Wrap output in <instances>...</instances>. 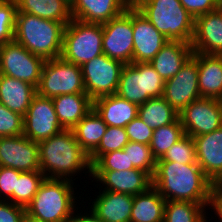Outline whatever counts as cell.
I'll use <instances>...</instances> for the list:
<instances>
[{
	"mask_svg": "<svg viewBox=\"0 0 222 222\" xmlns=\"http://www.w3.org/2000/svg\"><path fill=\"white\" fill-rule=\"evenodd\" d=\"M153 186L166 201H189L217 210L214 183L198 164L157 161Z\"/></svg>",
	"mask_w": 222,
	"mask_h": 222,
	"instance_id": "1",
	"label": "cell"
},
{
	"mask_svg": "<svg viewBox=\"0 0 222 222\" xmlns=\"http://www.w3.org/2000/svg\"><path fill=\"white\" fill-rule=\"evenodd\" d=\"M38 150L40 171L45 178L73 181L72 176L84 169L92 174L89 155L77 142L72 129H64L49 139L38 142Z\"/></svg>",
	"mask_w": 222,
	"mask_h": 222,
	"instance_id": "2",
	"label": "cell"
},
{
	"mask_svg": "<svg viewBox=\"0 0 222 222\" xmlns=\"http://www.w3.org/2000/svg\"><path fill=\"white\" fill-rule=\"evenodd\" d=\"M65 25L25 12H16L14 40L44 60L61 57Z\"/></svg>",
	"mask_w": 222,
	"mask_h": 222,
	"instance_id": "3",
	"label": "cell"
},
{
	"mask_svg": "<svg viewBox=\"0 0 222 222\" xmlns=\"http://www.w3.org/2000/svg\"><path fill=\"white\" fill-rule=\"evenodd\" d=\"M73 181L45 178L26 206V217L38 222H69L75 212Z\"/></svg>",
	"mask_w": 222,
	"mask_h": 222,
	"instance_id": "4",
	"label": "cell"
},
{
	"mask_svg": "<svg viewBox=\"0 0 222 222\" xmlns=\"http://www.w3.org/2000/svg\"><path fill=\"white\" fill-rule=\"evenodd\" d=\"M135 7L168 40L191 44L195 19L179 0H141Z\"/></svg>",
	"mask_w": 222,
	"mask_h": 222,
	"instance_id": "5",
	"label": "cell"
},
{
	"mask_svg": "<svg viewBox=\"0 0 222 222\" xmlns=\"http://www.w3.org/2000/svg\"><path fill=\"white\" fill-rule=\"evenodd\" d=\"M102 37V24L72 19L64 29L61 57L72 64L82 66L103 54Z\"/></svg>",
	"mask_w": 222,
	"mask_h": 222,
	"instance_id": "6",
	"label": "cell"
},
{
	"mask_svg": "<svg viewBox=\"0 0 222 222\" xmlns=\"http://www.w3.org/2000/svg\"><path fill=\"white\" fill-rule=\"evenodd\" d=\"M164 80L148 63H130L123 66L116 94L138 106L150 98L162 97Z\"/></svg>",
	"mask_w": 222,
	"mask_h": 222,
	"instance_id": "7",
	"label": "cell"
},
{
	"mask_svg": "<svg viewBox=\"0 0 222 222\" xmlns=\"http://www.w3.org/2000/svg\"><path fill=\"white\" fill-rule=\"evenodd\" d=\"M36 93L48 98L86 93L81 66L62 57L45 60Z\"/></svg>",
	"mask_w": 222,
	"mask_h": 222,
	"instance_id": "8",
	"label": "cell"
},
{
	"mask_svg": "<svg viewBox=\"0 0 222 222\" xmlns=\"http://www.w3.org/2000/svg\"><path fill=\"white\" fill-rule=\"evenodd\" d=\"M124 64L104 53L81 66L86 94L94 101L116 94Z\"/></svg>",
	"mask_w": 222,
	"mask_h": 222,
	"instance_id": "9",
	"label": "cell"
},
{
	"mask_svg": "<svg viewBox=\"0 0 222 222\" xmlns=\"http://www.w3.org/2000/svg\"><path fill=\"white\" fill-rule=\"evenodd\" d=\"M45 60L30 53L15 40L0 46V74L27 82L37 88Z\"/></svg>",
	"mask_w": 222,
	"mask_h": 222,
	"instance_id": "10",
	"label": "cell"
},
{
	"mask_svg": "<svg viewBox=\"0 0 222 222\" xmlns=\"http://www.w3.org/2000/svg\"><path fill=\"white\" fill-rule=\"evenodd\" d=\"M103 53L124 65L133 63L132 6L122 14L102 24Z\"/></svg>",
	"mask_w": 222,
	"mask_h": 222,
	"instance_id": "11",
	"label": "cell"
},
{
	"mask_svg": "<svg viewBox=\"0 0 222 222\" xmlns=\"http://www.w3.org/2000/svg\"><path fill=\"white\" fill-rule=\"evenodd\" d=\"M179 119L191 137L213 132L222 127V100L200 97L179 113Z\"/></svg>",
	"mask_w": 222,
	"mask_h": 222,
	"instance_id": "12",
	"label": "cell"
},
{
	"mask_svg": "<svg viewBox=\"0 0 222 222\" xmlns=\"http://www.w3.org/2000/svg\"><path fill=\"white\" fill-rule=\"evenodd\" d=\"M23 120V135L37 143L64 130L58 120L52 98L37 93L32 98Z\"/></svg>",
	"mask_w": 222,
	"mask_h": 222,
	"instance_id": "13",
	"label": "cell"
},
{
	"mask_svg": "<svg viewBox=\"0 0 222 222\" xmlns=\"http://www.w3.org/2000/svg\"><path fill=\"white\" fill-rule=\"evenodd\" d=\"M162 97L178 114L201 97L198 87V53L193 52L180 71L164 82Z\"/></svg>",
	"mask_w": 222,
	"mask_h": 222,
	"instance_id": "14",
	"label": "cell"
},
{
	"mask_svg": "<svg viewBox=\"0 0 222 222\" xmlns=\"http://www.w3.org/2000/svg\"><path fill=\"white\" fill-rule=\"evenodd\" d=\"M0 166L40 171L38 143L24 135L0 137Z\"/></svg>",
	"mask_w": 222,
	"mask_h": 222,
	"instance_id": "15",
	"label": "cell"
},
{
	"mask_svg": "<svg viewBox=\"0 0 222 222\" xmlns=\"http://www.w3.org/2000/svg\"><path fill=\"white\" fill-rule=\"evenodd\" d=\"M133 63H148L169 41L143 14L132 6Z\"/></svg>",
	"mask_w": 222,
	"mask_h": 222,
	"instance_id": "16",
	"label": "cell"
},
{
	"mask_svg": "<svg viewBox=\"0 0 222 222\" xmlns=\"http://www.w3.org/2000/svg\"><path fill=\"white\" fill-rule=\"evenodd\" d=\"M194 53L222 55V13L216 9L195 18Z\"/></svg>",
	"mask_w": 222,
	"mask_h": 222,
	"instance_id": "17",
	"label": "cell"
},
{
	"mask_svg": "<svg viewBox=\"0 0 222 222\" xmlns=\"http://www.w3.org/2000/svg\"><path fill=\"white\" fill-rule=\"evenodd\" d=\"M91 176L105 185L104 190L133 196L153 186L152 176L136 168L125 171H92Z\"/></svg>",
	"mask_w": 222,
	"mask_h": 222,
	"instance_id": "18",
	"label": "cell"
},
{
	"mask_svg": "<svg viewBox=\"0 0 222 222\" xmlns=\"http://www.w3.org/2000/svg\"><path fill=\"white\" fill-rule=\"evenodd\" d=\"M193 140L197 163L215 184L222 176V127Z\"/></svg>",
	"mask_w": 222,
	"mask_h": 222,
	"instance_id": "19",
	"label": "cell"
},
{
	"mask_svg": "<svg viewBox=\"0 0 222 222\" xmlns=\"http://www.w3.org/2000/svg\"><path fill=\"white\" fill-rule=\"evenodd\" d=\"M128 4L124 0H75L70 6L72 19L105 24L122 14Z\"/></svg>",
	"mask_w": 222,
	"mask_h": 222,
	"instance_id": "20",
	"label": "cell"
},
{
	"mask_svg": "<svg viewBox=\"0 0 222 222\" xmlns=\"http://www.w3.org/2000/svg\"><path fill=\"white\" fill-rule=\"evenodd\" d=\"M90 209L104 222H130L133 195L103 190Z\"/></svg>",
	"mask_w": 222,
	"mask_h": 222,
	"instance_id": "21",
	"label": "cell"
},
{
	"mask_svg": "<svg viewBox=\"0 0 222 222\" xmlns=\"http://www.w3.org/2000/svg\"><path fill=\"white\" fill-rule=\"evenodd\" d=\"M138 105L117 94L103 96L93 101V109L107 126L123 127L138 116Z\"/></svg>",
	"mask_w": 222,
	"mask_h": 222,
	"instance_id": "22",
	"label": "cell"
},
{
	"mask_svg": "<svg viewBox=\"0 0 222 222\" xmlns=\"http://www.w3.org/2000/svg\"><path fill=\"white\" fill-rule=\"evenodd\" d=\"M192 54L190 43L169 40L149 63L167 81L180 71Z\"/></svg>",
	"mask_w": 222,
	"mask_h": 222,
	"instance_id": "23",
	"label": "cell"
},
{
	"mask_svg": "<svg viewBox=\"0 0 222 222\" xmlns=\"http://www.w3.org/2000/svg\"><path fill=\"white\" fill-rule=\"evenodd\" d=\"M52 101L64 129H73L93 109V100L86 93L58 95Z\"/></svg>",
	"mask_w": 222,
	"mask_h": 222,
	"instance_id": "24",
	"label": "cell"
},
{
	"mask_svg": "<svg viewBox=\"0 0 222 222\" xmlns=\"http://www.w3.org/2000/svg\"><path fill=\"white\" fill-rule=\"evenodd\" d=\"M198 87L201 97L222 100V55L198 53Z\"/></svg>",
	"mask_w": 222,
	"mask_h": 222,
	"instance_id": "25",
	"label": "cell"
},
{
	"mask_svg": "<svg viewBox=\"0 0 222 222\" xmlns=\"http://www.w3.org/2000/svg\"><path fill=\"white\" fill-rule=\"evenodd\" d=\"M36 88L22 80L0 74V103L22 116L27 112Z\"/></svg>",
	"mask_w": 222,
	"mask_h": 222,
	"instance_id": "26",
	"label": "cell"
},
{
	"mask_svg": "<svg viewBox=\"0 0 222 222\" xmlns=\"http://www.w3.org/2000/svg\"><path fill=\"white\" fill-rule=\"evenodd\" d=\"M166 200L154 186L134 196L130 222H163Z\"/></svg>",
	"mask_w": 222,
	"mask_h": 222,
	"instance_id": "27",
	"label": "cell"
},
{
	"mask_svg": "<svg viewBox=\"0 0 222 222\" xmlns=\"http://www.w3.org/2000/svg\"><path fill=\"white\" fill-rule=\"evenodd\" d=\"M17 12H25L63 23L65 26L72 20L70 5L64 0H16Z\"/></svg>",
	"mask_w": 222,
	"mask_h": 222,
	"instance_id": "28",
	"label": "cell"
},
{
	"mask_svg": "<svg viewBox=\"0 0 222 222\" xmlns=\"http://www.w3.org/2000/svg\"><path fill=\"white\" fill-rule=\"evenodd\" d=\"M106 128L103 119L92 109L72 131L79 145L90 156L100 144Z\"/></svg>",
	"mask_w": 222,
	"mask_h": 222,
	"instance_id": "29",
	"label": "cell"
},
{
	"mask_svg": "<svg viewBox=\"0 0 222 222\" xmlns=\"http://www.w3.org/2000/svg\"><path fill=\"white\" fill-rule=\"evenodd\" d=\"M138 117L154 130L175 122L179 114L163 97H156L138 107Z\"/></svg>",
	"mask_w": 222,
	"mask_h": 222,
	"instance_id": "30",
	"label": "cell"
},
{
	"mask_svg": "<svg viewBox=\"0 0 222 222\" xmlns=\"http://www.w3.org/2000/svg\"><path fill=\"white\" fill-rule=\"evenodd\" d=\"M205 207L189 201H166L163 222H208Z\"/></svg>",
	"mask_w": 222,
	"mask_h": 222,
	"instance_id": "31",
	"label": "cell"
},
{
	"mask_svg": "<svg viewBox=\"0 0 222 222\" xmlns=\"http://www.w3.org/2000/svg\"><path fill=\"white\" fill-rule=\"evenodd\" d=\"M184 135V129L179 118L171 124L154 129L149 144L154 158L156 160L161 159L168 149Z\"/></svg>",
	"mask_w": 222,
	"mask_h": 222,
	"instance_id": "32",
	"label": "cell"
},
{
	"mask_svg": "<svg viewBox=\"0 0 222 222\" xmlns=\"http://www.w3.org/2000/svg\"><path fill=\"white\" fill-rule=\"evenodd\" d=\"M44 179L41 171L20 172L19 178L16 179V191L12 194V203L26 208Z\"/></svg>",
	"mask_w": 222,
	"mask_h": 222,
	"instance_id": "33",
	"label": "cell"
},
{
	"mask_svg": "<svg viewBox=\"0 0 222 222\" xmlns=\"http://www.w3.org/2000/svg\"><path fill=\"white\" fill-rule=\"evenodd\" d=\"M123 151L128 154L129 170L136 168L149 173L152 177L154 176L157 160L154 158L149 145L129 141Z\"/></svg>",
	"mask_w": 222,
	"mask_h": 222,
	"instance_id": "34",
	"label": "cell"
},
{
	"mask_svg": "<svg viewBox=\"0 0 222 222\" xmlns=\"http://www.w3.org/2000/svg\"><path fill=\"white\" fill-rule=\"evenodd\" d=\"M129 143V138L123 127L107 126L105 134L97 149L89 156L93 165L103 154L122 150Z\"/></svg>",
	"mask_w": 222,
	"mask_h": 222,
	"instance_id": "35",
	"label": "cell"
},
{
	"mask_svg": "<svg viewBox=\"0 0 222 222\" xmlns=\"http://www.w3.org/2000/svg\"><path fill=\"white\" fill-rule=\"evenodd\" d=\"M157 161H172L179 164H198L193 137L185 134Z\"/></svg>",
	"mask_w": 222,
	"mask_h": 222,
	"instance_id": "36",
	"label": "cell"
},
{
	"mask_svg": "<svg viewBox=\"0 0 222 222\" xmlns=\"http://www.w3.org/2000/svg\"><path fill=\"white\" fill-rule=\"evenodd\" d=\"M16 0H0V46L14 40Z\"/></svg>",
	"mask_w": 222,
	"mask_h": 222,
	"instance_id": "37",
	"label": "cell"
},
{
	"mask_svg": "<svg viewBox=\"0 0 222 222\" xmlns=\"http://www.w3.org/2000/svg\"><path fill=\"white\" fill-rule=\"evenodd\" d=\"M23 116L0 103V137L23 135Z\"/></svg>",
	"mask_w": 222,
	"mask_h": 222,
	"instance_id": "38",
	"label": "cell"
},
{
	"mask_svg": "<svg viewBox=\"0 0 222 222\" xmlns=\"http://www.w3.org/2000/svg\"><path fill=\"white\" fill-rule=\"evenodd\" d=\"M129 170L128 154L122 150L103 154L93 165L92 171H125Z\"/></svg>",
	"mask_w": 222,
	"mask_h": 222,
	"instance_id": "39",
	"label": "cell"
},
{
	"mask_svg": "<svg viewBox=\"0 0 222 222\" xmlns=\"http://www.w3.org/2000/svg\"><path fill=\"white\" fill-rule=\"evenodd\" d=\"M129 141L149 145L153 136V129L147 126L138 116L125 126Z\"/></svg>",
	"mask_w": 222,
	"mask_h": 222,
	"instance_id": "40",
	"label": "cell"
},
{
	"mask_svg": "<svg viewBox=\"0 0 222 222\" xmlns=\"http://www.w3.org/2000/svg\"><path fill=\"white\" fill-rule=\"evenodd\" d=\"M20 172L13 168L0 166V200L12 202V194L16 191V179L19 178Z\"/></svg>",
	"mask_w": 222,
	"mask_h": 222,
	"instance_id": "41",
	"label": "cell"
},
{
	"mask_svg": "<svg viewBox=\"0 0 222 222\" xmlns=\"http://www.w3.org/2000/svg\"><path fill=\"white\" fill-rule=\"evenodd\" d=\"M25 219V207L0 200V222H25Z\"/></svg>",
	"mask_w": 222,
	"mask_h": 222,
	"instance_id": "42",
	"label": "cell"
},
{
	"mask_svg": "<svg viewBox=\"0 0 222 222\" xmlns=\"http://www.w3.org/2000/svg\"><path fill=\"white\" fill-rule=\"evenodd\" d=\"M181 5L195 19L197 16L218 9L219 0H179Z\"/></svg>",
	"mask_w": 222,
	"mask_h": 222,
	"instance_id": "43",
	"label": "cell"
},
{
	"mask_svg": "<svg viewBox=\"0 0 222 222\" xmlns=\"http://www.w3.org/2000/svg\"><path fill=\"white\" fill-rule=\"evenodd\" d=\"M91 212V213H90ZM90 214V215H89ZM89 214L86 213V215H73L71 217V219L69 220V222H104L102 219L98 218L92 210L89 211Z\"/></svg>",
	"mask_w": 222,
	"mask_h": 222,
	"instance_id": "44",
	"label": "cell"
},
{
	"mask_svg": "<svg viewBox=\"0 0 222 222\" xmlns=\"http://www.w3.org/2000/svg\"><path fill=\"white\" fill-rule=\"evenodd\" d=\"M214 195H215L216 203L218 204L222 200V176L214 184Z\"/></svg>",
	"mask_w": 222,
	"mask_h": 222,
	"instance_id": "45",
	"label": "cell"
},
{
	"mask_svg": "<svg viewBox=\"0 0 222 222\" xmlns=\"http://www.w3.org/2000/svg\"><path fill=\"white\" fill-rule=\"evenodd\" d=\"M216 214L218 215L220 222H222V200L217 204Z\"/></svg>",
	"mask_w": 222,
	"mask_h": 222,
	"instance_id": "46",
	"label": "cell"
},
{
	"mask_svg": "<svg viewBox=\"0 0 222 222\" xmlns=\"http://www.w3.org/2000/svg\"><path fill=\"white\" fill-rule=\"evenodd\" d=\"M128 6H135L141 0H124Z\"/></svg>",
	"mask_w": 222,
	"mask_h": 222,
	"instance_id": "47",
	"label": "cell"
},
{
	"mask_svg": "<svg viewBox=\"0 0 222 222\" xmlns=\"http://www.w3.org/2000/svg\"><path fill=\"white\" fill-rule=\"evenodd\" d=\"M218 9L222 13V0H219V2H218Z\"/></svg>",
	"mask_w": 222,
	"mask_h": 222,
	"instance_id": "48",
	"label": "cell"
},
{
	"mask_svg": "<svg viewBox=\"0 0 222 222\" xmlns=\"http://www.w3.org/2000/svg\"><path fill=\"white\" fill-rule=\"evenodd\" d=\"M25 222H38V221H35L33 219H30V218L26 217Z\"/></svg>",
	"mask_w": 222,
	"mask_h": 222,
	"instance_id": "49",
	"label": "cell"
},
{
	"mask_svg": "<svg viewBox=\"0 0 222 222\" xmlns=\"http://www.w3.org/2000/svg\"><path fill=\"white\" fill-rule=\"evenodd\" d=\"M64 1L67 2L71 6L75 0H64Z\"/></svg>",
	"mask_w": 222,
	"mask_h": 222,
	"instance_id": "50",
	"label": "cell"
}]
</instances>
